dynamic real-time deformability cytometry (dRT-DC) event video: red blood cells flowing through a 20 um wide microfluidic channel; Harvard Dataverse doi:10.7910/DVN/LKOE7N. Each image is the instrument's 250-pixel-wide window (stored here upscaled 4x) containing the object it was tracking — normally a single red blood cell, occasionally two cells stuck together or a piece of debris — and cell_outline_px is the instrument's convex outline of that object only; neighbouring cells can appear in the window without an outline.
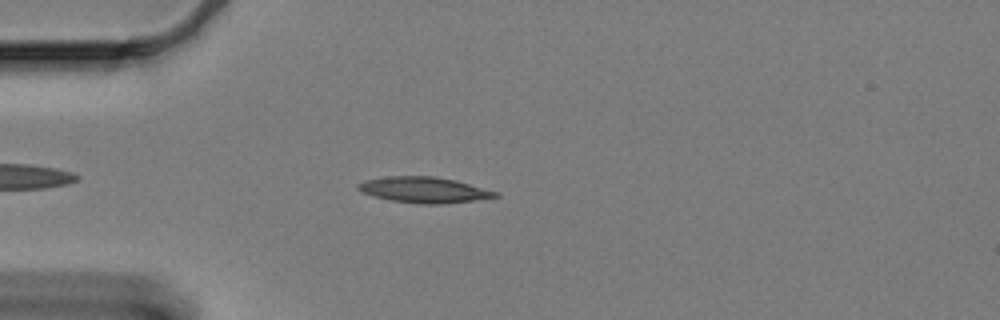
{"species": "Egyptian fruit bat (a non-hibernating species)", "species_latin": "Rousettus aegyptiacus", "temperature_condition": "cold", "stored_images_in_passage": 52, "camera_frame_rate_fps": 3000, "um_per_image_px": 0.085, "animal": {"sex": "female"}, "frame": {"image": 1, "passage_image": 8, "time_ms": 2.333, "image_size_px": [1000, 320], "cell_outline_px": [[500, 196], [472, 200], [440, 204], [420, 204], [392, 200], [376, 196], [364, 192], [356, 188], [356, 184], [364, 180], [388, 176], [436, 176], [456, 180], [496, 192]], "centroid_in_image_um": [36.0, 16.12], "position_along_channel_um": 49.0, "area_um2": 20.29}}
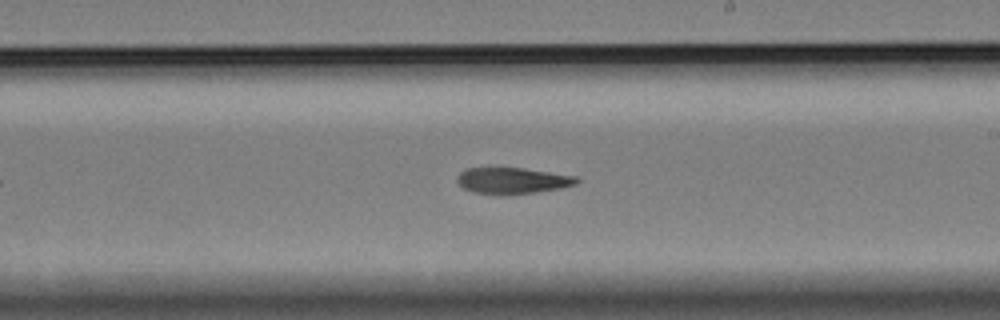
{"frame": {"image": 2, "passage_image": 27, "time_ms": 8.667, "image_size_px": [1000, 320], "cell_outline_px": [[580, 180], [576, 184], [560, 188], [536, 192], [500, 196], [496, 196], [476, 192], [464, 188], [456, 180], [456, 176], [460, 172], [468, 168], [520, 168], [576, 176]], "centroid_in_image_um": [43.53, 15.37], "position_along_channel_um": 245.5, "area_um2": 18.26}}
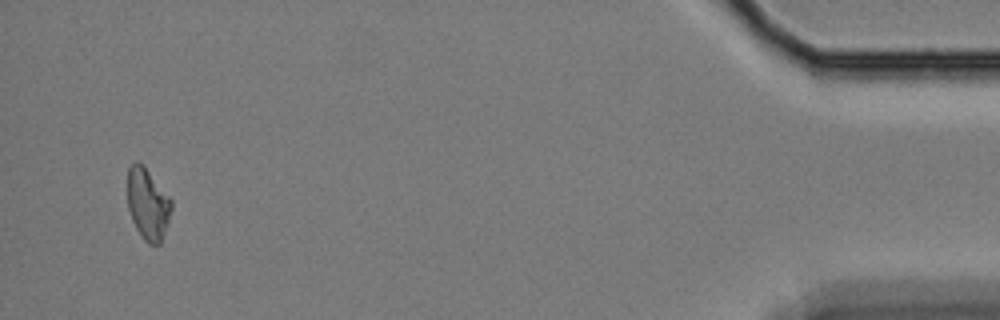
{"frame": {"image": 3, "passage_image": 50, "time_ms": 16.333, "image_size_px": [1000, 320], "cell_outline_px": [[172, 208], [168, 224], [160, 244], [148, 244], [140, 236], [132, 220], [128, 208], [128, 168], [132, 164], [144, 164], [172, 200]], "centroid_in_image_um": [12.58, 17.36], "position_along_channel_um": 422.6, "area_um2": 18.32}, "authors_computed_cell_mechanics": {"area_um2": 18.8139, "velocity_mm_per_s": 3.3094, "shape_relaxation_time_tau1_ms": null, "shape_relaxation_time_tau2_ms": 5.7207, "deformation_change_tau1": null, "deformation_change_tau2": 0.1254}}